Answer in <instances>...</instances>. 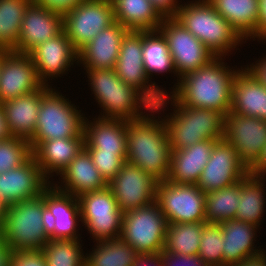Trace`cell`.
<instances>
[{
	"mask_svg": "<svg viewBox=\"0 0 266 266\" xmlns=\"http://www.w3.org/2000/svg\"><path fill=\"white\" fill-rule=\"evenodd\" d=\"M11 137H12V134L10 133V130L7 125L6 115H5L3 107L0 104V141L9 139Z\"/></svg>",
	"mask_w": 266,
	"mask_h": 266,
	"instance_id": "51",
	"label": "cell"
},
{
	"mask_svg": "<svg viewBox=\"0 0 266 266\" xmlns=\"http://www.w3.org/2000/svg\"><path fill=\"white\" fill-rule=\"evenodd\" d=\"M142 56L145 72L150 83H153L151 82L153 73L159 75L173 72L179 78L167 41L159 30L143 31Z\"/></svg>",
	"mask_w": 266,
	"mask_h": 266,
	"instance_id": "33",
	"label": "cell"
},
{
	"mask_svg": "<svg viewBox=\"0 0 266 266\" xmlns=\"http://www.w3.org/2000/svg\"><path fill=\"white\" fill-rule=\"evenodd\" d=\"M61 182L52 183L59 191L80 196L87 192L107 187V183L94 165L91 156L84 148L60 173Z\"/></svg>",
	"mask_w": 266,
	"mask_h": 266,
	"instance_id": "27",
	"label": "cell"
},
{
	"mask_svg": "<svg viewBox=\"0 0 266 266\" xmlns=\"http://www.w3.org/2000/svg\"><path fill=\"white\" fill-rule=\"evenodd\" d=\"M85 253V266H133L138 253L121 238L96 242Z\"/></svg>",
	"mask_w": 266,
	"mask_h": 266,
	"instance_id": "34",
	"label": "cell"
},
{
	"mask_svg": "<svg viewBox=\"0 0 266 266\" xmlns=\"http://www.w3.org/2000/svg\"><path fill=\"white\" fill-rule=\"evenodd\" d=\"M248 174L253 175V176H258V177L266 176V144L260 156L248 168Z\"/></svg>",
	"mask_w": 266,
	"mask_h": 266,
	"instance_id": "48",
	"label": "cell"
},
{
	"mask_svg": "<svg viewBox=\"0 0 266 266\" xmlns=\"http://www.w3.org/2000/svg\"><path fill=\"white\" fill-rule=\"evenodd\" d=\"M168 222L156 201L122 214L120 238L138 254H157L165 247Z\"/></svg>",
	"mask_w": 266,
	"mask_h": 266,
	"instance_id": "8",
	"label": "cell"
},
{
	"mask_svg": "<svg viewBox=\"0 0 266 266\" xmlns=\"http://www.w3.org/2000/svg\"><path fill=\"white\" fill-rule=\"evenodd\" d=\"M233 266H266V251L250 256Z\"/></svg>",
	"mask_w": 266,
	"mask_h": 266,
	"instance_id": "50",
	"label": "cell"
},
{
	"mask_svg": "<svg viewBox=\"0 0 266 266\" xmlns=\"http://www.w3.org/2000/svg\"><path fill=\"white\" fill-rule=\"evenodd\" d=\"M206 223H217L235 219L239 206V182L223 189L205 193Z\"/></svg>",
	"mask_w": 266,
	"mask_h": 266,
	"instance_id": "36",
	"label": "cell"
},
{
	"mask_svg": "<svg viewBox=\"0 0 266 266\" xmlns=\"http://www.w3.org/2000/svg\"><path fill=\"white\" fill-rule=\"evenodd\" d=\"M84 0H33L36 4L55 12L65 14Z\"/></svg>",
	"mask_w": 266,
	"mask_h": 266,
	"instance_id": "44",
	"label": "cell"
},
{
	"mask_svg": "<svg viewBox=\"0 0 266 266\" xmlns=\"http://www.w3.org/2000/svg\"><path fill=\"white\" fill-rule=\"evenodd\" d=\"M253 41L256 39L266 40V0H259V19L257 22L256 33L251 37ZM256 38V39H255Z\"/></svg>",
	"mask_w": 266,
	"mask_h": 266,
	"instance_id": "46",
	"label": "cell"
},
{
	"mask_svg": "<svg viewBox=\"0 0 266 266\" xmlns=\"http://www.w3.org/2000/svg\"><path fill=\"white\" fill-rule=\"evenodd\" d=\"M32 156L28 140L11 137L0 141V174L21 166Z\"/></svg>",
	"mask_w": 266,
	"mask_h": 266,
	"instance_id": "40",
	"label": "cell"
},
{
	"mask_svg": "<svg viewBox=\"0 0 266 266\" xmlns=\"http://www.w3.org/2000/svg\"><path fill=\"white\" fill-rule=\"evenodd\" d=\"M155 201L168 223L206 222L205 193L196 184L158 182Z\"/></svg>",
	"mask_w": 266,
	"mask_h": 266,
	"instance_id": "10",
	"label": "cell"
},
{
	"mask_svg": "<svg viewBox=\"0 0 266 266\" xmlns=\"http://www.w3.org/2000/svg\"><path fill=\"white\" fill-rule=\"evenodd\" d=\"M0 237L12 251L41 250L46 245L49 232L44 191L6 208Z\"/></svg>",
	"mask_w": 266,
	"mask_h": 266,
	"instance_id": "6",
	"label": "cell"
},
{
	"mask_svg": "<svg viewBox=\"0 0 266 266\" xmlns=\"http://www.w3.org/2000/svg\"><path fill=\"white\" fill-rule=\"evenodd\" d=\"M12 250L0 237V266H9Z\"/></svg>",
	"mask_w": 266,
	"mask_h": 266,
	"instance_id": "52",
	"label": "cell"
},
{
	"mask_svg": "<svg viewBox=\"0 0 266 266\" xmlns=\"http://www.w3.org/2000/svg\"><path fill=\"white\" fill-rule=\"evenodd\" d=\"M129 32L121 23L113 24L96 35L78 51V65L84 69L115 68L123 38Z\"/></svg>",
	"mask_w": 266,
	"mask_h": 266,
	"instance_id": "22",
	"label": "cell"
},
{
	"mask_svg": "<svg viewBox=\"0 0 266 266\" xmlns=\"http://www.w3.org/2000/svg\"><path fill=\"white\" fill-rule=\"evenodd\" d=\"M160 256L162 266H208L198 255L174 254L163 249Z\"/></svg>",
	"mask_w": 266,
	"mask_h": 266,
	"instance_id": "43",
	"label": "cell"
},
{
	"mask_svg": "<svg viewBox=\"0 0 266 266\" xmlns=\"http://www.w3.org/2000/svg\"><path fill=\"white\" fill-rule=\"evenodd\" d=\"M224 139L249 168L266 144V121L228 112L225 116Z\"/></svg>",
	"mask_w": 266,
	"mask_h": 266,
	"instance_id": "16",
	"label": "cell"
},
{
	"mask_svg": "<svg viewBox=\"0 0 266 266\" xmlns=\"http://www.w3.org/2000/svg\"><path fill=\"white\" fill-rule=\"evenodd\" d=\"M85 137L57 138L40 142L32 156L41 168L42 174L49 180L60 173L84 149Z\"/></svg>",
	"mask_w": 266,
	"mask_h": 266,
	"instance_id": "26",
	"label": "cell"
},
{
	"mask_svg": "<svg viewBox=\"0 0 266 266\" xmlns=\"http://www.w3.org/2000/svg\"><path fill=\"white\" fill-rule=\"evenodd\" d=\"M49 240H77L81 212L78 198L59 191L52 183L44 190ZM80 236V237H79Z\"/></svg>",
	"mask_w": 266,
	"mask_h": 266,
	"instance_id": "17",
	"label": "cell"
},
{
	"mask_svg": "<svg viewBox=\"0 0 266 266\" xmlns=\"http://www.w3.org/2000/svg\"><path fill=\"white\" fill-rule=\"evenodd\" d=\"M33 0H0V49L17 46L24 12Z\"/></svg>",
	"mask_w": 266,
	"mask_h": 266,
	"instance_id": "35",
	"label": "cell"
},
{
	"mask_svg": "<svg viewBox=\"0 0 266 266\" xmlns=\"http://www.w3.org/2000/svg\"><path fill=\"white\" fill-rule=\"evenodd\" d=\"M205 223H168L164 250L174 254L198 255Z\"/></svg>",
	"mask_w": 266,
	"mask_h": 266,
	"instance_id": "37",
	"label": "cell"
},
{
	"mask_svg": "<svg viewBox=\"0 0 266 266\" xmlns=\"http://www.w3.org/2000/svg\"><path fill=\"white\" fill-rule=\"evenodd\" d=\"M84 120V135L87 151L127 152L126 121L95 117Z\"/></svg>",
	"mask_w": 266,
	"mask_h": 266,
	"instance_id": "29",
	"label": "cell"
},
{
	"mask_svg": "<svg viewBox=\"0 0 266 266\" xmlns=\"http://www.w3.org/2000/svg\"><path fill=\"white\" fill-rule=\"evenodd\" d=\"M63 32V14L31 2L24 12L17 46L12 50L29 54L35 47Z\"/></svg>",
	"mask_w": 266,
	"mask_h": 266,
	"instance_id": "21",
	"label": "cell"
},
{
	"mask_svg": "<svg viewBox=\"0 0 266 266\" xmlns=\"http://www.w3.org/2000/svg\"><path fill=\"white\" fill-rule=\"evenodd\" d=\"M259 61V62H258ZM247 69L255 76V78L263 84L266 88V56L259 59L254 63L246 65Z\"/></svg>",
	"mask_w": 266,
	"mask_h": 266,
	"instance_id": "47",
	"label": "cell"
},
{
	"mask_svg": "<svg viewBox=\"0 0 266 266\" xmlns=\"http://www.w3.org/2000/svg\"><path fill=\"white\" fill-rule=\"evenodd\" d=\"M247 174L248 167L240 160L234 147L221 139L214 145L196 185L206 193L231 186Z\"/></svg>",
	"mask_w": 266,
	"mask_h": 266,
	"instance_id": "15",
	"label": "cell"
},
{
	"mask_svg": "<svg viewBox=\"0 0 266 266\" xmlns=\"http://www.w3.org/2000/svg\"><path fill=\"white\" fill-rule=\"evenodd\" d=\"M244 67L233 81L230 112L266 121V88Z\"/></svg>",
	"mask_w": 266,
	"mask_h": 266,
	"instance_id": "25",
	"label": "cell"
},
{
	"mask_svg": "<svg viewBox=\"0 0 266 266\" xmlns=\"http://www.w3.org/2000/svg\"><path fill=\"white\" fill-rule=\"evenodd\" d=\"M213 8L245 40L256 33L259 19V0H208Z\"/></svg>",
	"mask_w": 266,
	"mask_h": 266,
	"instance_id": "31",
	"label": "cell"
},
{
	"mask_svg": "<svg viewBox=\"0 0 266 266\" xmlns=\"http://www.w3.org/2000/svg\"><path fill=\"white\" fill-rule=\"evenodd\" d=\"M3 57H4V49H0V69H1Z\"/></svg>",
	"mask_w": 266,
	"mask_h": 266,
	"instance_id": "54",
	"label": "cell"
},
{
	"mask_svg": "<svg viewBox=\"0 0 266 266\" xmlns=\"http://www.w3.org/2000/svg\"><path fill=\"white\" fill-rule=\"evenodd\" d=\"M29 54L36 68L38 79L47 86H50L48 84L50 78L61 77L60 75L63 76L64 73L66 75L74 63L78 64V51L64 31L39 44Z\"/></svg>",
	"mask_w": 266,
	"mask_h": 266,
	"instance_id": "20",
	"label": "cell"
},
{
	"mask_svg": "<svg viewBox=\"0 0 266 266\" xmlns=\"http://www.w3.org/2000/svg\"><path fill=\"white\" fill-rule=\"evenodd\" d=\"M9 266H47L41 250L12 251Z\"/></svg>",
	"mask_w": 266,
	"mask_h": 266,
	"instance_id": "42",
	"label": "cell"
},
{
	"mask_svg": "<svg viewBox=\"0 0 266 266\" xmlns=\"http://www.w3.org/2000/svg\"><path fill=\"white\" fill-rule=\"evenodd\" d=\"M81 222L96 242L120 238L123 212L107 187L77 197Z\"/></svg>",
	"mask_w": 266,
	"mask_h": 266,
	"instance_id": "9",
	"label": "cell"
},
{
	"mask_svg": "<svg viewBox=\"0 0 266 266\" xmlns=\"http://www.w3.org/2000/svg\"><path fill=\"white\" fill-rule=\"evenodd\" d=\"M133 266H162L160 253L138 254Z\"/></svg>",
	"mask_w": 266,
	"mask_h": 266,
	"instance_id": "49",
	"label": "cell"
},
{
	"mask_svg": "<svg viewBox=\"0 0 266 266\" xmlns=\"http://www.w3.org/2000/svg\"><path fill=\"white\" fill-rule=\"evenodd\" d=\"M43 85L30 54L4 49L0 69V103L33 93Z\"/></svg>",
	"mask_w": 266,
	"mask_h": 266,
	"instance_id": "18",
	"label": "cell"
},
{
	"mask_svg": "<svg viewBox=\"0 0 266 266\" xmlns=\"http://www.w3.org/2000/svg\"><path fill=\"white\" fill-rule=\"evenodd\" d=\"M115 21L129 31L158 30L163 17L149 0H111Z\"/></svg>",
	"mask_w": 266,
	"mask_h": 266,
	"instance_id": "30",
	"label": "cell"
},
{
	"mask_svg": "<svg viewBox=\"0 0 266 266\" xmlns=\"http://www.w3.org/2000/svg\"><path fill=\"white\" fill-rule=\"evenodd\" d=\"M169 101L175 109L173 108L174 112L169 113L170 115L164 116L163 120L171 150H181L205 140L224 139L223 114L211 109L182 106L170 94L164 95L158 105L154 106L155 113H164Z\"/></svg>",
	"mask_w": 266,
	"mask_h": 266,
	"instance_id": "3",
	"label": "cell"
},
{
	"mask_svg": "<svg viewBox=\"0 0 266 266\" xmlns=\"http://www.w3.org/2000/svg\"><path fill=\"white\" fill-rule=\"evenodd\" d=\"M158 30L165 37L179 79L207 65L216 56L174 17L164 18ZM177 84V85H176Z\"/></svg>",
	"mask_w": 266,
	"mask_h": 266,
	"instance_id": "11",
	"label": "cell"
},
{
	"mask_svg": "<svg viewBox=\"0 0 266 266\" xmlns=\"http://www.w3.org/2000/svg\"><path fill=\"white\" fill-rule=\"evenodd\" d=\"M154 112L155 109H152L150 114L148 112L138 120L126 121V162L161 182L167 180L172 150L164 120L161 116L156 119Z\"/></svg>",
	"mask_w": 266,
	"mask_h": 266,
	"instance_id": "2",
	"label": "cell"
},
{
	"mask_svg": "<svg viewBox=\"0 0 266 266\" xmlns=\"http://www.w3.org/2000/svg\"><path fill=\"white\" fill-rule=\"evenodd\" d=\"M217 141L205 140L181 150H172L167 180L176 184H197Z\"/></svg>",
	"mask_w": 266,
	"mask_h": 266,
	"instance_id": "24",
	"label": "cell"
},
{
	"mask_svg": "<svg viewBox=\"0 0 266 266\" xmlns=\"http://www.w3.org/2000/svg\"><path fill=\"white\" fill-rule=\"evenodd\" d=\"M220 225L223 233V266H233L264 251L261 247L256 249L254 244L259 229L256 225L236 219L221 222Z\"/></svg>",
	"mask_w": 266,
	"mask_h": 266,
	"instance_id": "28",
	"label": "cell"
},
{
	"mask_svg": "<svg viewBox=\"0 0 266 266\" xmlns=\"http://www.w3.org/2000/svg\"><path fill=\"white\" fill-rule=\"evenodd\" d=\"M85 70L94 99L102 107L99 118L138 120L154 109L140 91L122 81L114 68Z\"/></svg>",
	"mask_w": 266,
	"mask_h": 266,
	"instance_id": "4",
	"label": "cell"
},
{
	"mask_svg": "<svg viewBox=\"0 0 266 266\" xmlns=\"http://www.w3.org/2000/svg\"><path fill=\"white\" fill-rule=\"evenodd\" d=\"M216 57H226L244 39L208 2L193 0L181 4L174 17Z\"/></svg>",
	"mask_w": 266,
	"mask_h": 266,
	"instance_id": "5",
	"label": "cell"
},
{
	"mask_svg": "<svg viewBox=\"0 0 266 266\" xmlns=\"http://www.w3.org/2000/svg\"><path fill=\"white\" fill-rule=\"evenodd\" d=\"M52 182L41 172L31 156L17 168L0 174V202L7 207L42 195Z\"/></svg>",
	"mask_w": 266,
	"mask_h": 266,
	"instance_id": "19",
	"label": "cell"
},
{
	"mask_svg": "<svg viewBox=\"0 0 266 266\" xmlns=\"http://www.w3.org/2000/svg\"><path fill=\"white\" fill-rule=\"evenodd\" d=\"M163 18L175 17L181 6L178 0H149Z\"/></svg>",
	"mask_w": 266,
	"mask_h": 266,
	"instance_id": "45",
	"label": "cell"
},
{
	"mask_svg": "<svg viewBox=\"0 0 266 266\" xmlns=\"http://www.w3.org/2000/svg\"><path fill=\"white\" fill-rule=\"evenodd\" d=\"M265 177L247 174L239 181V206L235 219L259 227L265 212Z\"/></svg>",
	"mask_w": 266,
	"mask_h": 266,
	"instance_id": "32",
	"label": "cell"
},
{
	"mask_svg": "<svg viewBox=\"0 0 266 266\" xmlns=\"http://www.w3.org/2000/svg\"><path fill=\"white\" fill-rule=\"evenodd\" d=\"M87 152L106 183H109L119 173L127 156V152Z\"/></svg>",
	"mask_w": 266,
	"mask_h": 266,
	"instance_id": "41",
	"label": "cell"
},
{
	"mask_svg": "<svg viewBox=\"0 0 266 266\" xmlns=\"http://www.w3.org/2000/svg\"><path fill=\"white\" fill-rule=\"evenodd\" d=\"M81 239L49 240L41 249L47 266H85Z\"/></svg>",
	"mask_w": 266,
	"mask_h": 266,
	"instance_id": "38",
	"label": "cell"
},
{
	"mask_svg": "<svg viewBox=\"0 0 266 266\" xmlns=\"http://www.w3.org/2000/svg\"><path fill=\"white\" fill-rule=\"evenodd\" d=\"M223 233L217 223H205L201 235L198 256L208 266H223Z\"/></svg>",
	"mask_w": 266,
	"mask_h": 266,
	"instance_id": "39",
	"label": "cell"
},
{
	"mask_svg": "<svg viewBox=\"0 0 266 266\" xmlns=\"http://www.w3.org/2000/svg\"><path fill=\"white\" fill-rule=\"evenodd\" d=\"M5 214H6V206L0 202V229L2 227Z\"/></svg>",
	"mask_w": 266,
	"mask_h": 266,
	"instance_id": "53",
	"label": "cell"
},
{
	"mask_svg": "<svg viewBox=\"0 0 266 266\" xmlns=\"http://www.w3.org/2000/svg\"><path fill=\"white\" fill-rule=\"evenodd\" d=\"M223 59L215 57L184 75L169 94L182 106L216 110L226 116L232 106L233 81L240 69L230 68Z\"/></svg>",
	"mask_w": 266,
	"mask_h": 266,
	"instance_id": "1",
	"label": "cell"
},
{
	"mask_svg": "<svg viewBox=\"0 0 266 266\" xmlns=\"http://www.w3.org/2000/svg\"><path fill=\"white\" fill-rule=\"evenodd\" d=\"M142 46L143 31H129L122 40L114 69L123 82L136 88L155 106L169 93L156 83H149L143 65Z\"/></svg>",
	"mask_w": 266,
	"mask_h": 266,
	"instance_id": "13",
	"label": "cell"
},
{
	"mask_svg": "<svg viewBox=\"0 0 266 266\" xmlns=\"http://www.w3.org/2000/svg\"><path fill=\"white\" fill-rule=\"evenodd\" d=\"M52 87L41 97L31 150L40 142L57 138L85 137V114Z\"/></svg>",
	"mask_w": 266,
	"mask_h": 266,
	"instance_id": "7",
	"label": "cell"
},
{
	"mask_svg": "<svg viewBox=\"0 0 266 266\" xmlns=\"http://www.w3.org/2000/svg\"><path fill=\"white\" fill-rule=\"evenodd\" d=\"M52 86L43 85L39 90L6 100L1 104L6 115V121L13 137L30 140L36 129L41 97Z\"/></svg>",
	"mask_w": 266,
	"mask_h": 266,
	"instance_id": "23",
	"label": "cell"
},
{
	"mask_svg": "<svg viewBox=\"0 0 266 266\" xmlns=\"http://www.w3.org/2000/svg\"><path fill=\"white\" fill-rule=\"evenodd\" d=\"M158 181L134 164L124 162L108 188L124 213L151 204L156 200Z\"/></svg>",
	"mask_w": 266,
	"mask_h": 266,
	"instance_id": "14",
	"label": "cell"
},
{
	"mask_svg": "<svg viewBox=\"0 0 266 266\" xmlns=\"http://www.w3.org/2000/svg\"><path fill=\"white\" fill-rule=\"evenodd\" d=\"M114 22L111 0H84L63 14V31L79 51Z\"/></svg>",
	"mask_w": 266,
	"mask_h": 266,
	"instance_id": "12",
	"label": "cell"
}]
</instances>
